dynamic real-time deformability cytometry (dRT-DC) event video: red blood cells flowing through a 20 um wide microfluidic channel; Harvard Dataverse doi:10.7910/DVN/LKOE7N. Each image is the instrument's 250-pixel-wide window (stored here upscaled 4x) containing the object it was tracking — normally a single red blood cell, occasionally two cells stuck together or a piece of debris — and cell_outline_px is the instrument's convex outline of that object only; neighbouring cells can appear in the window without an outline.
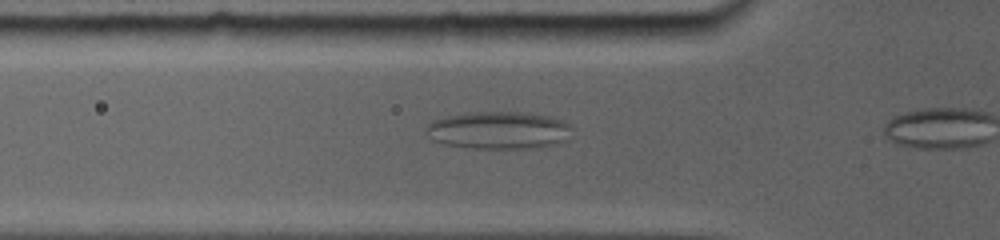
{"species": "common noctule bat (a hibernating species)", "species_latin": "Nyctalus noctula", "temperature_condition": "room temperature", "stored_images_in_passage": 7, "camera_frame_rate_fps": 5000, "um_per_image_px": 0.085, "animal": {"sex": "female", "body_mass_g": 19.0, "forearm_length_mm": 56.7}, "frame": {"image": 1, "passage_image": 5, "time_ms": 0.8, "image_size_px": [1000, 240], "cell_outline_px": [[568, 124], [556, 140], [544, 144], [512, 148], [480, 148], [448, 144], [436, 140], [428, 128], [428, 124], [436, 120], [448, 116], [476, 112], [520, 112], [548, 116], [560, 120]], "centroid_in_image_um": [42.24, 11.03], "position_along_channel_um": 83.6, "area_um2": 29.25}}